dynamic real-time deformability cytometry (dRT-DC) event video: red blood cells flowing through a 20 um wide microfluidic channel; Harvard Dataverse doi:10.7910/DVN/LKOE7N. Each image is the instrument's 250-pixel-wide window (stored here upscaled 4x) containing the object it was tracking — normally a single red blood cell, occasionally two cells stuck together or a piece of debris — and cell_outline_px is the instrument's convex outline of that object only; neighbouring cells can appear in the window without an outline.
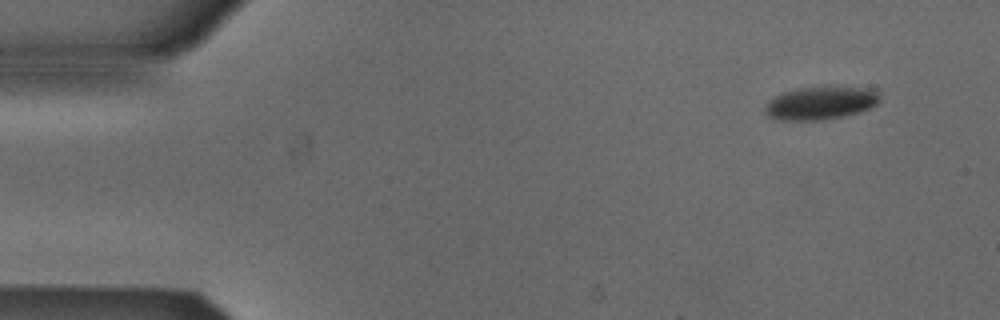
{"species": "Egyptian fruit bat (a non-hibernating species)", "species_latin": "Rousettus aegyptiacus", "temperature_condition": "cold", "stored_images_in_passage": 4, "camera_frame_rate_fps": 3000, "um_per_image_px": 0.085, "animal": {"sex": "male"}, "frame": {"image": 1, "passage_image": 1, "time_ms": 0.0, "image_size_px": [1000, 320], "cell_outline_px": [[880, 100], [876, 104], [860, 112], [844, 116], [824, 120], [776, 120], [768, 116], [764, 112], [764, 104], [772, 96], [784, 92], [800, 88], [832, 84], [876, 88], [880, 96]], "centroid_in_image_um": [69.77, 8.71], "position_along_channel_um": 15.2, "area_um2": 23.18}}